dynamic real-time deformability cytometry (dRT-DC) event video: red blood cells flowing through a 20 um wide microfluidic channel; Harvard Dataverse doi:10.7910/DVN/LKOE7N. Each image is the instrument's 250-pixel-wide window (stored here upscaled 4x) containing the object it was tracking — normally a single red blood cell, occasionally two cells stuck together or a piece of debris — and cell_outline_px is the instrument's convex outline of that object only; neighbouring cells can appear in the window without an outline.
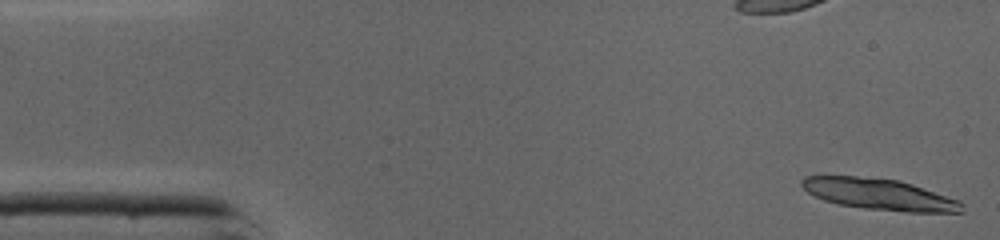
{"species": "common noctule bat (a hibernating species)", "species_latin": "Nyctalus noctula", "temperature_condition": "cold", "stored_images_in_passage": 46, "camera_frame_rate_fps": 3000, "um_per_image_px": 0.085, "animal": {"sex": "male", "body_mass_g": 19.0, "forearm_length_mm": 50.8}, "frame": {"image": 1, "passage_image": 1, "time_ms": 0.0, "image_size_px": [1000, 240], "cell_outline_px": [[964, 212], [904, 212], [864, 208], [836, 204], [824, 200], [808, 192], [800, 184], [800, 180], [804, 176], [856, 176], [896, 180], [912, 184], [960, 200], [964, 204]], "centroid_in_image_um": [74.76, 16.52], "position_along_channel_um": 10.2, "area_um2": 29.13}}
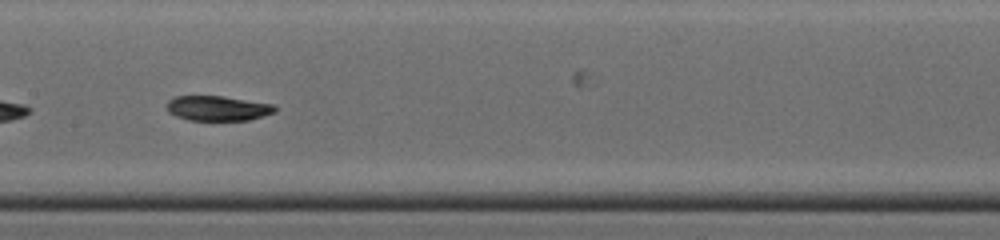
{"frame": {"image": 2, "passage_image": 22, "time_ms": 7.0, "image_size_px": [1000, 240], "cell_outline_px": [[276, 112], [248, 120], [188, 120], [176, 116], [168, 112], [168, 100], [176, 96], [224, 96], [272, 104], [276, 108]], "centroid_in_image_um": [18.5, 9.2], "position_along_channel_um": 188.9, "area_um2": 15.61}}
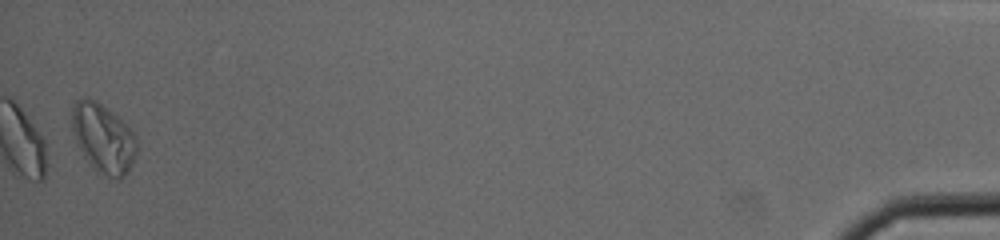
{"frame": {"image": 3, "passage_image": 45, "time_ms": 14.667, "image_size_px": [1000, 240], "cell_outline_px": [[136, 156], [128, 172], [120, 180], [116, 180], [100, 176], [88, 164], [76, 144], [72, 132], [72, 104], [76, 100], [84, 96], [96, 100], [108, 108], [136, 136]], "centroid_in_image_um": [8.74, 11.8], "position_along_channel_um": 426.5, "area_um2": 26.7}, "authors_computed_cell_mechanics": {"area_um2": 17.2822, "velocity_mm_per_s": 4.3375, "shape_relaxation_time_tau1_ms": null, "shape_relaxation_time_tau2_ms": 7.2324, "deformation_change_tau1": null, "deformation_change_tau2": 0.0884}}